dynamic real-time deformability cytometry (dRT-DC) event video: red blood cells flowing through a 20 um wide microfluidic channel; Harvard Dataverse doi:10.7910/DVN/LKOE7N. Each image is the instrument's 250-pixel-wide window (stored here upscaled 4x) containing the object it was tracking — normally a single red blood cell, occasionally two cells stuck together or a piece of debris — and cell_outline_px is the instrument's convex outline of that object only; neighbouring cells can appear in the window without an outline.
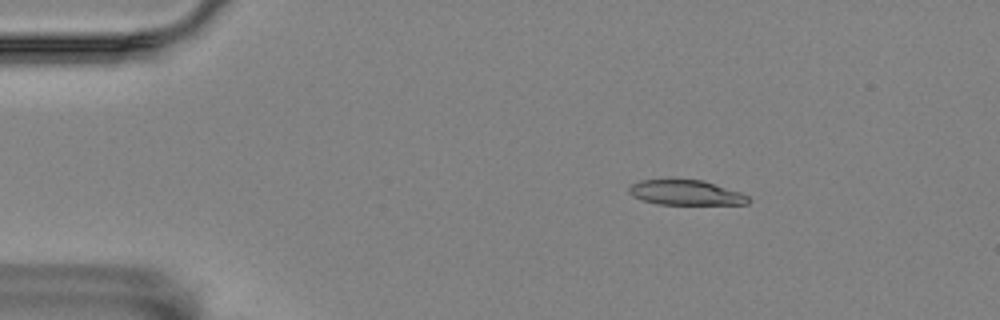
{"species": "Egyptian fruit bat (a non-hibernating species)", "species_latin": "Rousettus aegyptiacus", "temperature_condition": "room temperature", "stored_images_in_passage": 4, "segment_of_instrument_passage": [1, 2], "camera_frame_rate_fps": 3000, "um_per_image_px": 0.085, "animal": {"sex": "female"}, "frame": {"image": 1, "passage_image": 1, "time_ms": 0.0, "image_size_px": [1000, 320], "cell_outline_px": [[752, 200], [748, 204], [656, 204], [640, 200], [632, 196], [628, 192], [628, 188], [632, 184], [640, 180], [704, 180], [740, 192], [748, 196]], "centroid_in_image_um": [58.29, 16.38], "position_along_channel_um": 26.7, "area_um2": 17.4}}